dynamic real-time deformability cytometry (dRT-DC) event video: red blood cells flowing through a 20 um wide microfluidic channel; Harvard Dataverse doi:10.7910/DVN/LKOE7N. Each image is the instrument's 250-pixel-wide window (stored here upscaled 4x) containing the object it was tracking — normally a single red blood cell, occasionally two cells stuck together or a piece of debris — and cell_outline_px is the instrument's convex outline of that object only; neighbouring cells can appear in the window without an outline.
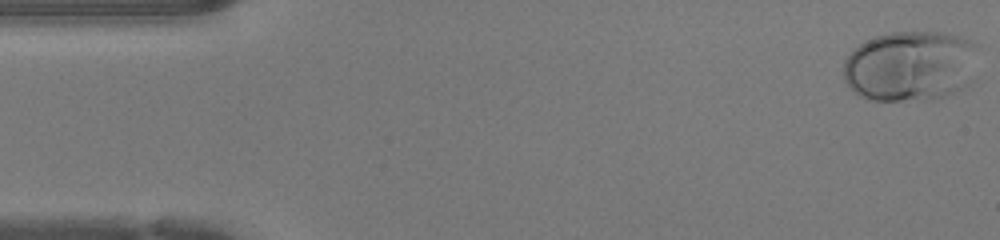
{"species": "human", "species_latin": "Homo sapiens", "temperature_condition": "warm", "stored_images_in_passage": 46, "camera_frame_rate_fps": 3000, "um_per_image_px": 0.085, "donor": {"sex": "female"}, "frame": {"image": 1, "passage_image": 1, "time_ms": 0.0, "image_size_px": [1000, 240], "cell_outline_px": [[976, 44], [968, 84], [944, 96], [932, 100], [868, 100], [860, 96], [844, 80], [844, 60], [860, 44], [876, 36], [888, 32], [944, 32], [960, 36]], "centroid_in_image_um": [77.33, 5.6], "position_along_channel_um": 7.7, "area_um2": 54.79}}
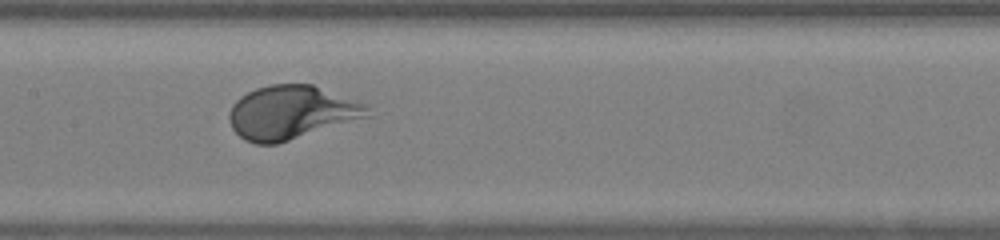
{"frame": {"image": 2, "passage_image": 22, "time_ms": 7.0, "image_size_px": [1000, 240], "cell_outline_px": [[372, 116], [276, 144], [256, 144], [244, 140], [232, 128], [228, 116], [232, 104], [240, 96], [256, 88], [272, 84], [312, 84], [368, 104]], "centroid_in_image_um": [24.79, 9.56], "position_along_channel_um": 182.6, "area_um2": 43.41}}
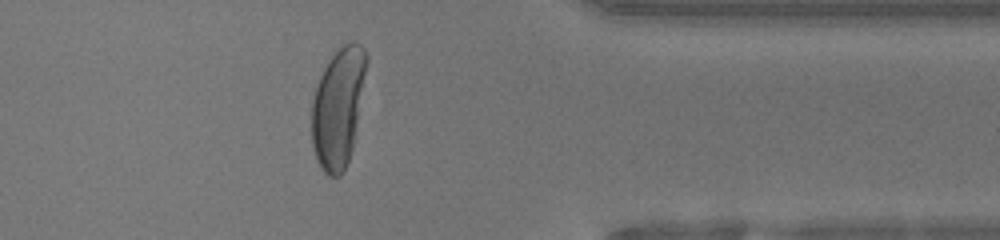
{"frame": {"image": 3, "passage_image": 37, "time_ms": 12.0, "image_size_px": [1000, 240], "cell_outline_px": [[368, 60], [352, 148], [348, 160], [340, 176], [328, 176], [324, 172], [316, 156], [312, 144], [312, 100], [320, 76], [324, 68], [332, 56], [344, 44], [360, 44], [364, 48], [368, 56]], "centroid_in_image_um": [28.74, 9.13], "position_along_channel_um": 382.7, "area_um2": 37.28}, "authors_computed_cell_mechanics": {"area_um2": 42.6564, "velocity_mm_per_s": 4.3286, "shape_relaxation_time_tau1_ms": 4.1061, "shape_relaxation_time_tau2_ms": null, "deformation_change_tau1": 0.2489, "deformation_change_tau2": null}}